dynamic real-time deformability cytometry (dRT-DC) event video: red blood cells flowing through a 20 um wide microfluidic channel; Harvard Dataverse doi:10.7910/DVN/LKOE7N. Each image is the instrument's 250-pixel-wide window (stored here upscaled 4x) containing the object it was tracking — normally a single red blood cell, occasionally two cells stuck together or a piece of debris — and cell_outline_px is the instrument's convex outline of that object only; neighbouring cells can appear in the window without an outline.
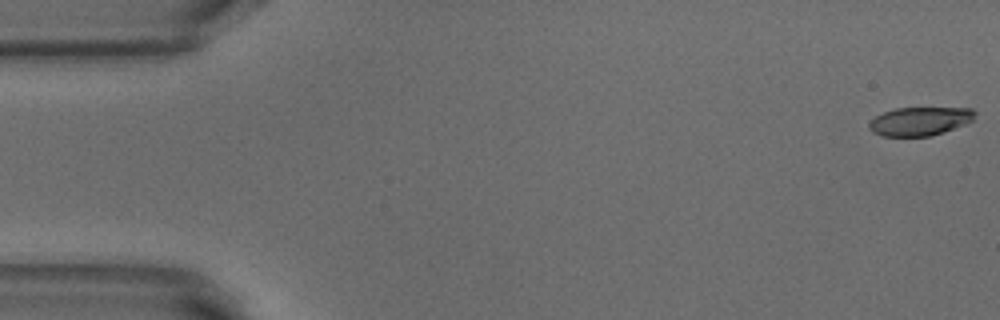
{"species": "common noctule bat (a hibernating species)", "species_latin": "Nyctalus noctula", "temperature_condition": "warm", "stored_images_in_passage": 47, "camera_frame_rate_fps": 3000, "um_per_image_px": 0.085, "animal": {"sex": "male", "body_mass_g": 18.8}, "frame": {"image": 1, "passage_image": 1, "time_ms": 0.0, "image_size_px": [1000, 320], "cell_outline_px": [[976, 112], [972, 120], [964, 124], [928, 136], [880, 136], [872, 132], [868, 128], [868, 124], [876, 116], [884, 112], [896, 108], [972, 108]], "centroid_in_image_um": [78.14, 10.3], "position_along_channel_um": 6.9, "area_um2": 17.34}}
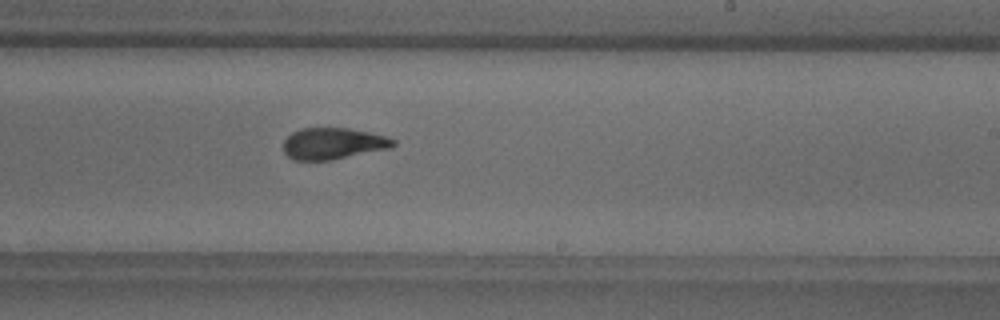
{"frame": {"image": 2, "passage_image": 31, "time_ms": 10.0, "image_size_px": [1000, 320], "cell_outline_px": [[396, 144], [388, 148], [332, 160], [296, 160], [288, 156], [284, 152], [284, 140], [292, 132], [300, 128], [348, 128], [368, 132], [384, 136], [396, 140]], "centroid_in_image_um": [28.29, 12.19], "position_along_channel_um": 260.7, "area_um2": 19.94}}
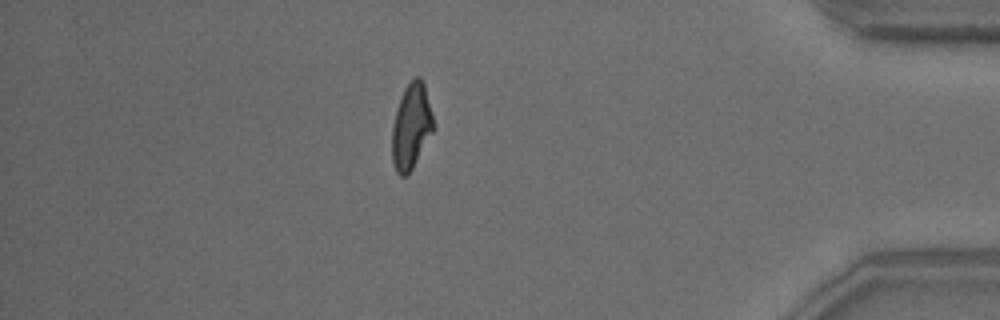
{"frame": {"image": 3, "passage_image": 45, "time_ms": 14.667, "image_size_px": [1000, 320], "cell_outline_px": [[436, 128], [412, 168], [404, 176], [400, 176], [396, 172], [392, 160], [392, 124], [404, 88], [416, 76], [420, 76], [424, 84]], "centroid_in_image_um": [34.97, 10.75], "position_along_channel_um": 400.2, "area_um2": 20.52}, "authors_computed_cell_mechanics": {"area_um2": 20.519, "velocity_mm_per_s": 3.876, "shape_relaxation_time_tau1_ms": 3.6761, "shape_relaxation_time_tau2_ms": 1.6551, "deformation_change_tau1": 0.1812, "deformation_change_tau2": 0.091}}